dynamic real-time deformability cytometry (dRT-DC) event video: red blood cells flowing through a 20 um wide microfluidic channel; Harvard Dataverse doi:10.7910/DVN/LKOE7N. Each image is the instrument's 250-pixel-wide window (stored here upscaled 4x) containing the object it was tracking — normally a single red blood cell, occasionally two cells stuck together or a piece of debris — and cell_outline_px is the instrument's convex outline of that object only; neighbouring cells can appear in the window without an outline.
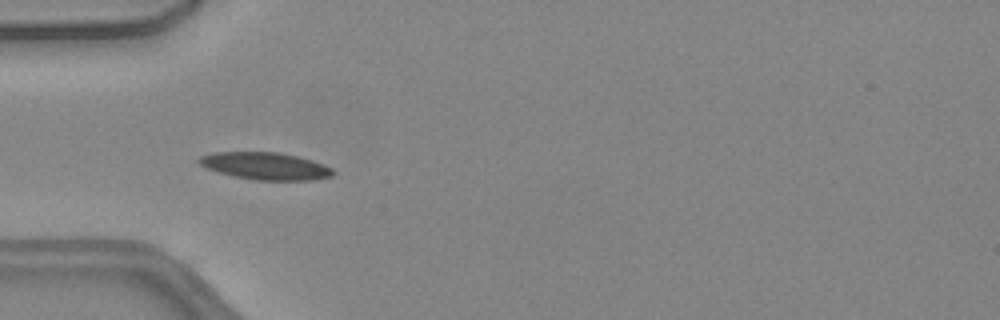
{"species": "common noctule bat (a hibernating species)", "species_latin": "Nyctalus noctula", "temperature_condition": "warm", "stored_images_in_passage": 41, "camera_frame_rate_fps": 3000, "um_per_image_px": 0.085, "animal": {"sex": "female", "body_mass_g": 24.6, "forearm_length_mm": 56.2}, "frame": {"image": 1, "passage_image": 16, "time_ms": 5.0, "image_size_px": [1000, 320], "cell_outline_px": [[336, 172], [332, 176], [312, 180], [256, 180], [236, 176], [220, 172], [208, 168], [200, 164], [196, 160], [200, 156], [216, 152], [280, 152], [312, 160], [324, 164], [332, 168]], "centroid_in_image_um": [22.6, 14.1], "position_along_channel_um": 62.4, "area_um2": 21.15}}
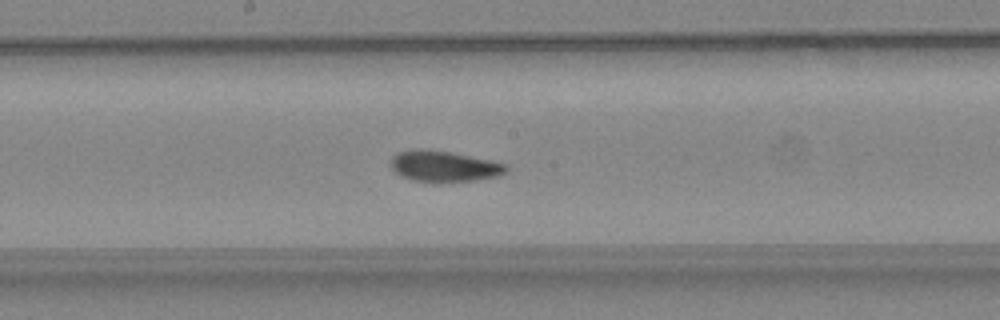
{"frame": {"image": 2, "passage_image": 27, "time_ms": 8.667, "image_size_px": [1000, 320], "cell_outline_px": [[508, 172], [500, 176], [476, 180], [412, 180], [396, 172], [392, 168], [392, 156], [396, 152], [412, 148], [428, 148], [452, 152], [492, 160], [504, 164], [508, 168]], "centroid_in_image_um": [37.76, 14.08], "position_along_channel_um": 210.4, "area_um2": 20.58}}
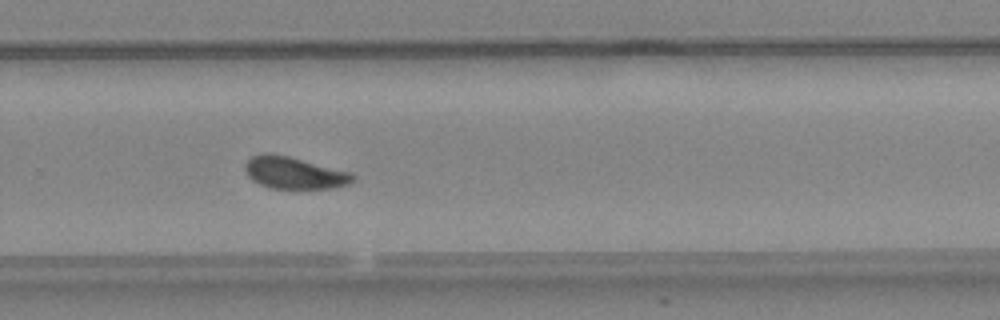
{"frame": {"image": 3, "passage_image": 34, "time_ms": 11.0, "image_size_px": [1000, 320], "cell_outline_px": [[356, 180], [348, 184], [332, 188], [268, 188], [252, 180], [248, 176], [244, 168], [244, 164], [252, 156], [264, 152], [272, 152], [352, 172], [356, 176]], "centroid_in_image_um": [25.01, 14.68], "position_along_channel_um": 304.8, "area_um2": 20.29}, "authors_computed_cell_mechanics": {"area_um2": 20.3456, "velocity_mm_per_s": 4.0746, "shape_relaxation_time_tau1_ms": 5.4152, "shape_relaxation_time_tau2_ms": 1.6756, "deformation_change_tau1": 0.1479, "deformation_change_tau2": 0.0786}}